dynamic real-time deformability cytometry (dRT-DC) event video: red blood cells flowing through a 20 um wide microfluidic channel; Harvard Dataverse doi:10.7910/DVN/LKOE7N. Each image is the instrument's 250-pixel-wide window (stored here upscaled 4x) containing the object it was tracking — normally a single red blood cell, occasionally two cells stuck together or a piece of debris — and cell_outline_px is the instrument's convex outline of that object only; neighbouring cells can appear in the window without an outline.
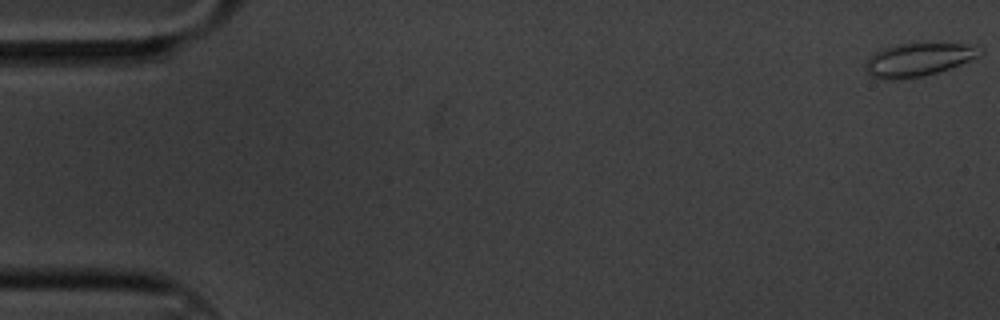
{"species": "common noctule bat (a hibernating species)", "species_latin": "Nyctalus noctula", "temperature_condition": "cold", "stored_images_in_passage": 7, "camera_frame_rate_fps": 3000, "um_per_image_px": 0.085, "animal": {"sex": "male", "body_mass_g": 20.1, "forearm_length_mm": 53.5}, "frame": {"image": 1, "passage_image": 1, "time_ms": 0.0, "image_size_px": [1000, 320], "cell_outline_px": [[984, 52], [960, 64], [924, 76], [888, 80], [880, 80], [872, 76], [864, 68], [864, 64], [868, 56], [884, 48], [896, 44], [968, 44], [980, 48]], "centroid_in_image_um": [77.97, 5.08], "position_along_channel_um": 7.0, "area_um2": 21.79}}
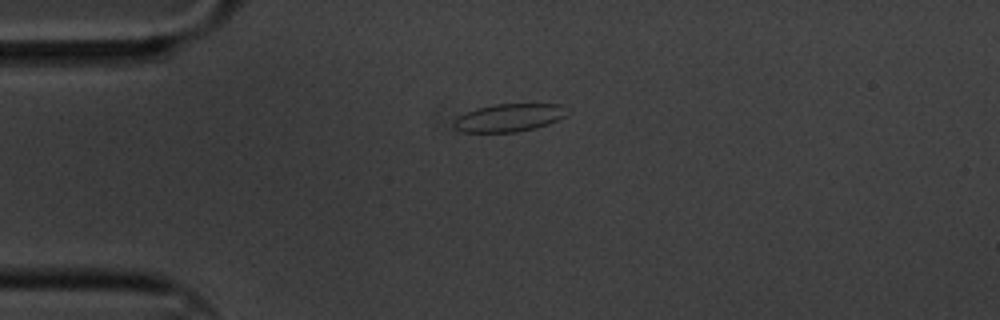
{"frame": {"image": 2, "passage_image": 5, "time_ms": 1.333, "image_size_px": [1000, 320], "cell_outline_px": [[568, 116], [548, 124], [536, 128], [516, 132], [464, 132], [452, 128], [452, 120], [456, 116], [476, 108], [492, 104], [560, 104]], "centroid_in_image_um": [43.19, 10.01], "position_along_channel_um": 41.8, "area_um2": 18.61}}
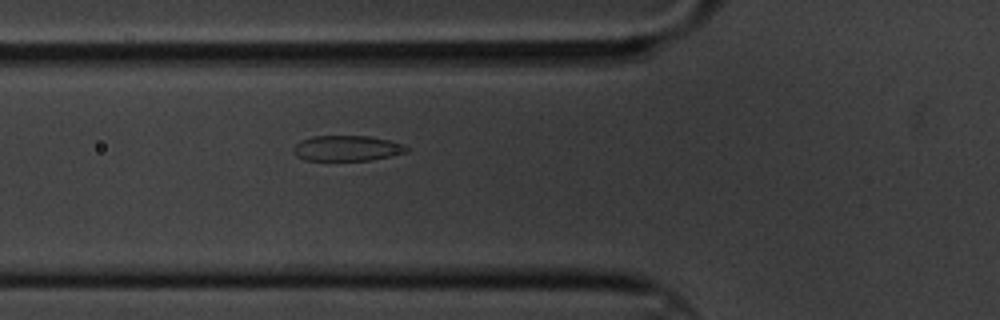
{"frame": {"image": 3, "passage_image": 7, "time_ms": 2.0, "image_size_px": [1000, 320], "cell_outline_px": [[408, 152], [392, 156], [372, 160], [304, 160], [296, 156], [292, 152], [292, 148], [300, 140], [312, 136], [368, 136], [388, 140], [404, 144], [408, 148]], "centroid_in_image_um": [29.48, 12.6], "position_along_channel_um": 96.3, "area_um2": 16.94}}